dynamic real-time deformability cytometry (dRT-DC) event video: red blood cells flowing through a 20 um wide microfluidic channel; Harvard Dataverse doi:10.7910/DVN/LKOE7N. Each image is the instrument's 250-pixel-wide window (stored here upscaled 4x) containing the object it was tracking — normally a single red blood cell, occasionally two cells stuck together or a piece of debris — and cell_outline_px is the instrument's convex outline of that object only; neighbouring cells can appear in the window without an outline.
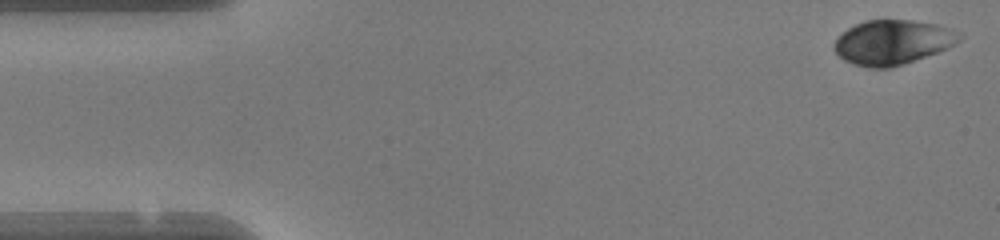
{"species": "human", "species_latin": "Homo sapiens", "temperature_condition": "warm", "stored_images_in_passage": 48, "camera_frame_rate_fps": 3000, "um_per_image_px": 0.085, "donor": {"sex": "female"}, "frame": {"image": 1, "passage_image": 1, "time_ms": 0.0, "image_size_px": [1000, 240], "cell_outline_px": [[964, 36], [960, 40], [948, 48], [904, 64], [888, 68], [868, 68], [852, 64], [844, 60], [832, 48], [832, 44], [848, 28], [864, 20], [912, 20], [936, 24], [964, 32]], "centroid_in_image_um": [75.9, 3.59], "position_along_channel_um": 9.1, "area_um2": 32.71}}
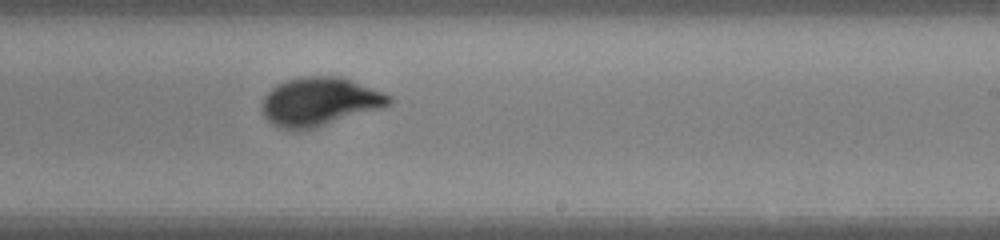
{"frame": {"image": 2, "passage_image": 28, "time_ms": 9.0, "image_size_px": [1000, 240], "cell_outline_px": [[392, 104], [384, 108], [316, 128], [300, 132], [292, 132], [276, 128], [264, 116], [264, 96], [276, 84], [284, 80], [300, 76], [340, 76], [352, 80], [384, 92], [392, 96]], "centroid_in_image_um": [27.19, 8.67], "position_along_channel_um": 261.8, "area_um2": 36.76}}
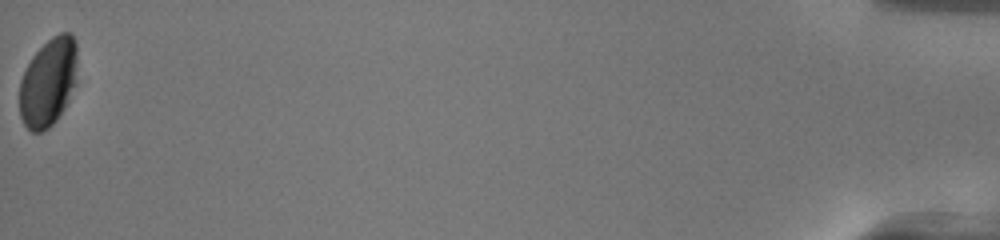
{"frame": {"image": 3, "passage_image": 48, "time_ms": 15.667, "image_size_px": [1000, 240], "cell_outline_px": [[76, 84], [64, 108], [56, 120], [48, 128], [40, 132], [32, 132], [24, 124], [20, 116], [20, 80], [32, 56], [52, 36], [60, 32], [68, 32], [76, 40]], "centroid_in_image_um": [4.11, 6.99], "position_along_channel_um": 431.1, "area_um2": 29.65}, "authors_computed_cell_mechanics": {"area_um2": 33.8708, "velocity_mm_per_s": 4.168, "shape_relaxation_time_tau1_ms": 2.7521, "shape_relaxation_time_tau2_ms": null, "deformation_change_tau1": 0.1373, "deformation_change_tau2": null}}